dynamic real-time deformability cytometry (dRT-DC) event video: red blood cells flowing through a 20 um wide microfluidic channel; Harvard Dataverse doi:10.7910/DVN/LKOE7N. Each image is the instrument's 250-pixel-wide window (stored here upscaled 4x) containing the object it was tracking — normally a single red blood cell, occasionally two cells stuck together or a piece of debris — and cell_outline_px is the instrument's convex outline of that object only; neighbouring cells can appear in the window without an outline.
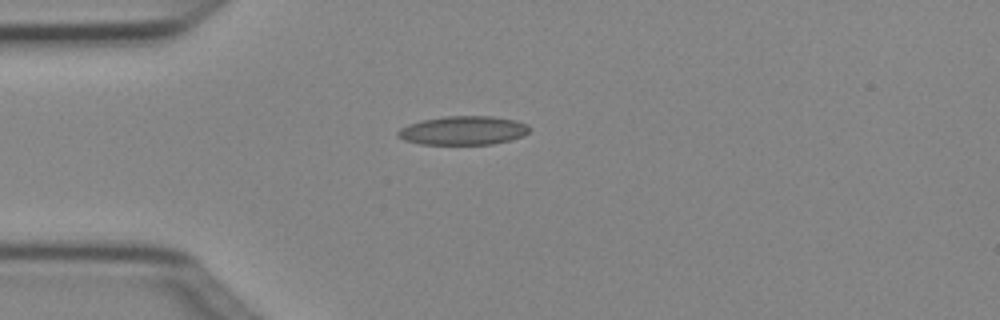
{"species": "Egyptian fruit bat (a non-hibernating species)", "species_latin": "Rousettus aegyptiacus", "temperature_condition": "cold", "stored_images_in_passage": 2, "camera_frame_rate_fps": 3000, "um_per_image_px": 0.085, "animal": {"sex": "female"}, "frame": {"image": 1, "passage_image": 1, "time_ms": 0.0, "image_size_px": [1000, 320], "cell_outline_px": [[528, 132], [524, 136], [492, 144], [420, 144], [404, 140], [396, 136], [396, 132], [400, 128], [408, 124], [420, 120], [444, 116], [492, 116], [516, 120], [528, 124]], "centroid_in_image_um": [39.34, 11.08], "position_along_channel_um": 45.7, "area_um2": 22.2}}